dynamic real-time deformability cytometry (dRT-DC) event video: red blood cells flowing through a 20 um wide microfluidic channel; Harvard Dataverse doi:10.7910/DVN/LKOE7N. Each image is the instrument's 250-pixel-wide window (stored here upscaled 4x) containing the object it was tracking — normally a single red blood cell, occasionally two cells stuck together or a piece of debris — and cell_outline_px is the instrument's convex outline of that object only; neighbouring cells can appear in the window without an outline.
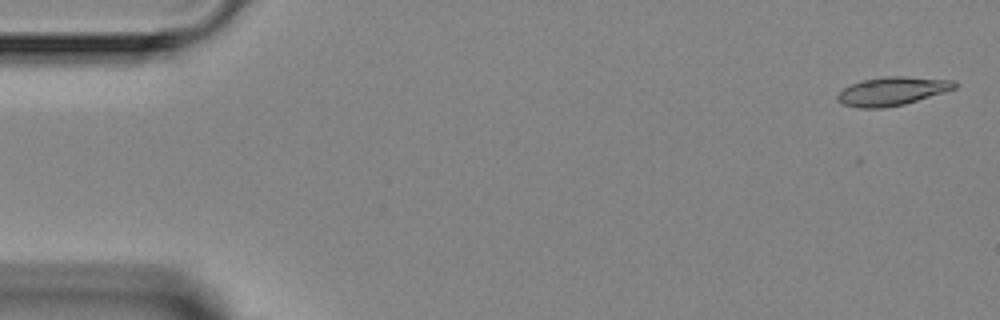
{"species": "Egyptian fruit bat (a non-hibernating species)", "species_latin": "Rousettus aegyptiacus", "temperature_condition": "room temperature", "stored_images_in_passage": 4, "camera_frame_rate_fps": 3000, "um_per_image_px": 0.085, "animal": {"sex": "female"}, "frame": {"image": 1, "passage_image": 1, "time_ms": 0.0, "image_size_px": [1000, 320], "cell_outline_px": [[956, 88], [944, 92], [904, 104], [884, 108], [860, 108], [844, 104], [836, 100], [836, 96], [844, 88], [852, 84], [864, 80], [888, 76], [904, 76], [952, 80], [956, 84]], "centroid_in_image_um": [75.82, 7.75], "position_along_channel_um": 9.2, "area_um2": 19.19}}
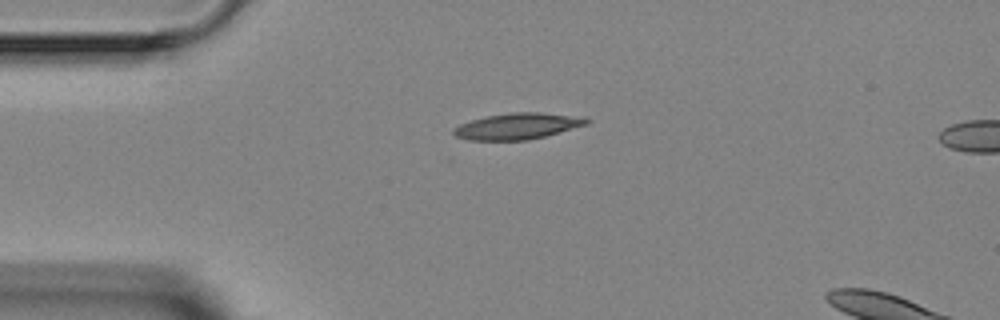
{"frame": {"image": 2, "passage_image": 3, "time_ms": 3.333, "image_size_px": [1000, 320], "cell_outline_px": [[588, 124], [544, 136], [528, 140], [468, 140], [456, 136], [452, 132], [452, 128], [460, 124], [472, 120], [488, 116], [508, 112], [540, 112], [584, 116], [588, 120]], "centroid_in_image_um": [43.99, 10.71], "position_along_channel_um": 41.0, "area_um2": 20.29}}